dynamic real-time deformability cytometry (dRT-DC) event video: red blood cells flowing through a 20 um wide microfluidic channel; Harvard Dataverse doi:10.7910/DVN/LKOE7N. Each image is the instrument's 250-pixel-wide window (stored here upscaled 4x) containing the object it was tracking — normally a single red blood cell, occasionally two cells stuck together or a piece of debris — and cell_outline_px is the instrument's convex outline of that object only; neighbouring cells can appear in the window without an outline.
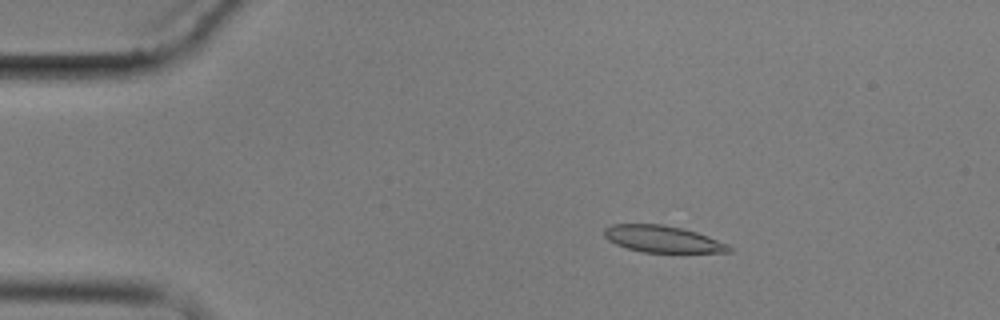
{"species": "common noctule bat (a hibernating species)", "species_latin": "Nyctalus noctula", "temperature_condition": "cold", "stored_images_in_passage": 15, "camera_frame_rate_fps": 3000, "um_per_image_px": 0.085, "animal": {"sex": "male", "body_mass_g": 17.9}, "frame": {"image": 1, "passage_image": 3, "time_ms": 3.0, "image_size_px": [1000, 320], "cell_outline_px": [[732, 252], [640, 252], [616, 244], [608, 240], [604, 236], [604, 228], [612, 224], [664, 224], [684, 228], [708, 236], [728, 244], [732, 248]], "centroid_in_image_um": [56.32, 20.31], "position_along_channel_um": 28.7, "area_um2": 19.48}}
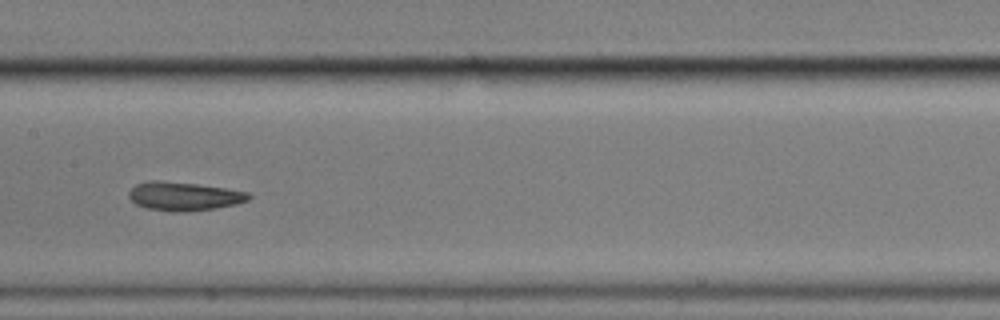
{"frame": {"image": 2, "passage_image": 8, "time_ms": 9.333, "image_size_px": [1000, 320], "cell_outline_px": [[252, 196], [248, 200], [236, 204], [216, 208], [184, 212], [172, 212], [148, 208], [136, 204], [128, 196], [128, 192], [136, 184], [152, 180], [160, 180], [196, 184], [224, 188], [248, 192]], "centroid_in_image_um": [15.63, 16.68], "position_along_channel_um": 191.8, "area_um2": 19.94}}
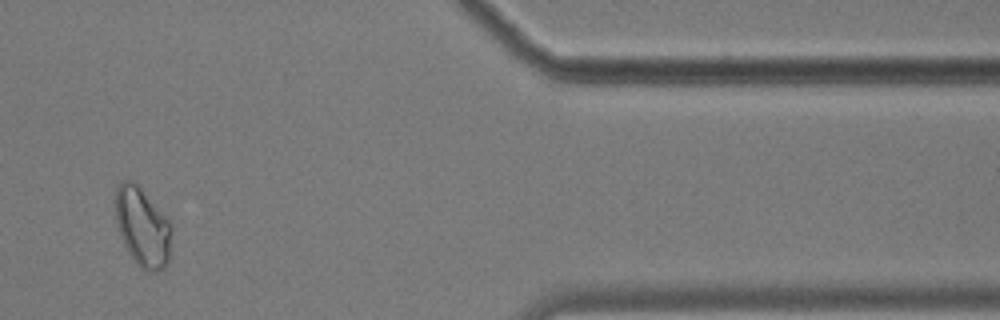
{"frame": {"image": 3, "passage_image": 13, "time_ms": 16.333, "image_size_px": [1000, 320], "cell_outline_px": [[172, 228], [168, 264], [164, 268], [156, 272], [144, 272], [136, 264], [128, 252], [120, 236], [116, 224], [116, 188], [120, 180], [132, 180], [168, 216], [172, 224]], "centroid_in_image_um": [12.13, 19.33], "position_along_channel_um": 399.3, "area_um2": 26.36}, "authors_computed_cell_mechanics": {"area_um2": 20.1722, "velocity_mm_per_s": 3.4756, "shape_relaxation_time_tau1_ms": 3.9572, "shape_relaxation_time_tau2_ms": 4.2112, "deformation_change_tau1": 0.1091, "deformation_change_tau2": 0.0902}}